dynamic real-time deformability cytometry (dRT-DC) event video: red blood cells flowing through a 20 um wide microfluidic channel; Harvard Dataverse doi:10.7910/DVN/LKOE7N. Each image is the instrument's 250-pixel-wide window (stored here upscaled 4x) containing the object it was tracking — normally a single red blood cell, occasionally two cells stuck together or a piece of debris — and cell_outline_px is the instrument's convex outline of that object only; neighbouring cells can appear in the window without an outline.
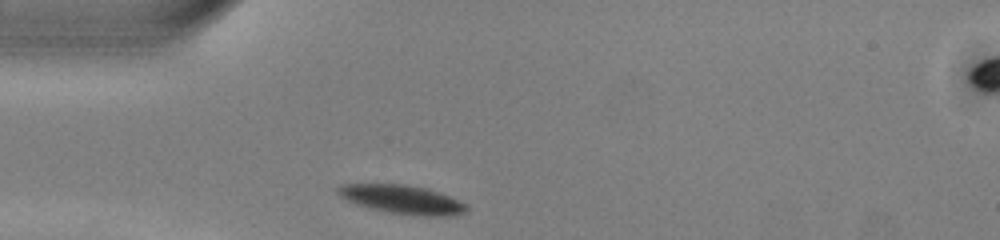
{"species": "common noctule bat (a hibernating species)", "species_latin": "Nyctalus noctula", "temperature_condition": "warm", "stored_images_in_passage": 33, "camera_frame_rate_fps": 3000, "um_per_image_px": 0.085, "animal": {"sex": "male", "body_mass_g": 13.0, "forearm_length_mm": 53.1}, "frame": {"image": 1, "passage_image": 1, "time_ms": 0.0, "image_size_px": [1000, 240], "cell_outline_px": [[468, 208], [464, 212], [452, 216], [416, 216], [388, 212], [372, 208], [348, 200], [340, 196], [336, 192], [336, 188], [340, 184], [404, 184], [424, 188], [448, 196], [464, 204]], "centroid_in_image_um": [34.15, 16.95], "position_along_channel_um": 50.8, "area_um2": 21.1}}
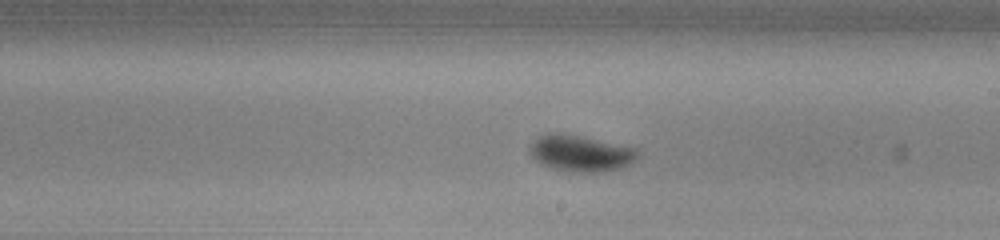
{"frame": {"image": 2, "passage_image": 16, "time_ms": 5.0, "image_size_px": [1000, 240], "cell_outline_px": [[640, 156], [636, 160], [620, 168], [604, 172], [572, 172], [552, 168], [540, 164], [532, 156], [528, 148], [528, 144], [540, 136], [548, 132], [560, 132], [580, 136], [636, 148], [640, 152]], "centroid_in_image_um": [49.33, 13.03], "position_along_channel_um": 239.7, "area_um2": 23.06}}
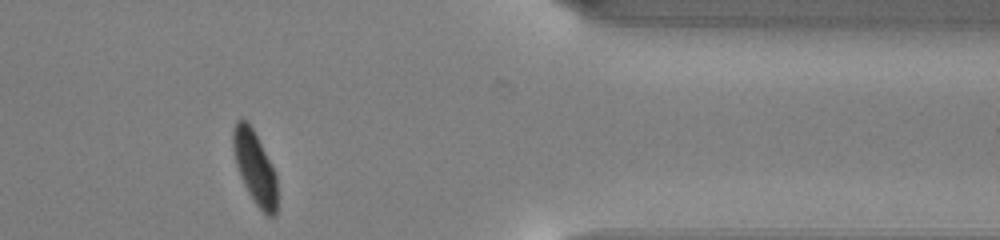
{"frame": {"image": 3, "passage_image": 29, "time_ms": 9.333, "image_size_px": [1000, 240], "cell_outline_px": [[276, 216], [268, 216], [252, 200], [240, 176], [236, 164], [232, 148], [232, 132], [236, 120], [248, 120], [276, 172]], "centroid_in_image_um": [21.64, 14.21], "position_along_channel_um": 389.8, "area_um2": 18.67}, "authors_computed_cell_mechanics": {"area_um2": 21.5594, "velocity_mm_per_s": 3.9961, "shape_relaxation_time_tau1_ms": 1.7321, "shape_relaxation_time_tau2_ms": 1.3754, "deformation_change_tau1": 0.14, "deformation_change_tau2": 0.0475}}